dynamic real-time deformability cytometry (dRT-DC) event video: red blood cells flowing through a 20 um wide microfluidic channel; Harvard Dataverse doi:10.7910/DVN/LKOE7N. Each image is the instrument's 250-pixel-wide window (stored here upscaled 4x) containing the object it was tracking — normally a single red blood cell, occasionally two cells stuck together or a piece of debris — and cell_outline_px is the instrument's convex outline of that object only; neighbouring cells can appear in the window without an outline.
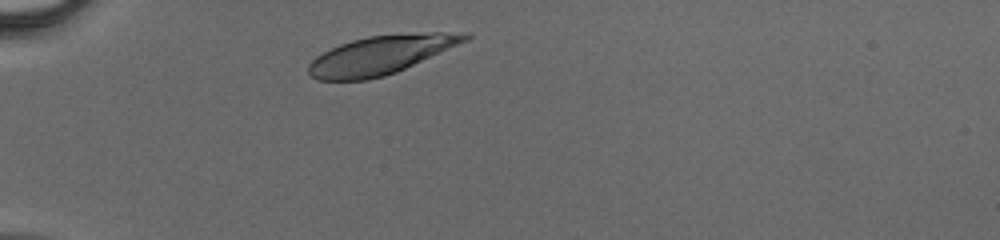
{"species": "human", "species_latin": "Homo sapiens", "temperature_condition": "cold", "stored_images_in_passage": 28, "camera_frame_rate_fps": 3000, "um_per_image_px": 0.085, "donor": {"sex": "male"}, "frame": {"image": 1, "passage_image": 2, "time_ms": 0.333, "image_size_px": [1000, 240], "cell_outline_px": [[472, 36], [468, 40], [396, 72], [384, 76], [368, 80], [316, 80], [308, 72], [308, 64], [316, 56], [340, 44], [352, 40], [368, 36], [432, 32], [468, 32]], "centroid_in_image_um": [32.37, 4.67], "position_along_channel_um": 52.6, "area_um2": 34.91}}
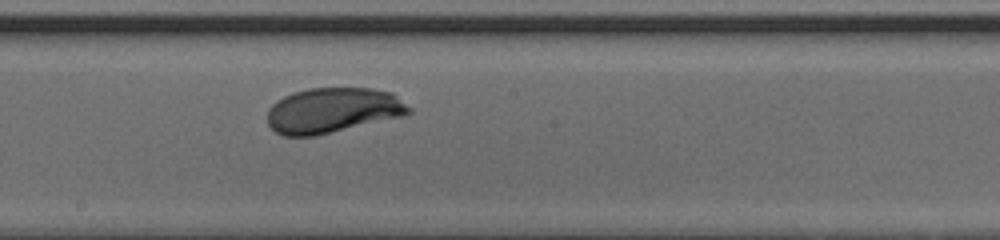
{"frame": {"image": 2, "passage_image": 15, "time_ms": 4.667, "image_size_px": [1000, 240], "cell_outline_px": [[412, 112], [404, 116], [316, 136], [284, 136], [276, 132], [268, 124], [268, 108], [276, 100], [292, 92], [308, 88], [372, 88], [392, 92], [412, 108]], "centroid_in_image_um": [28.3, 9.38], "position_along_channel_um": 219.9, "area_um2": 37.63}}
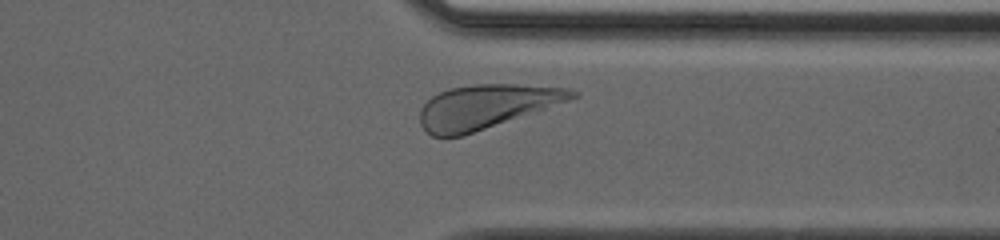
{"frame": {"image": 3, "passage_image": 25, "time_ms": 8.0, "image_size_px": [1000, 240], "cell_outline_px": [[580, 92], [576, 96], [568, 100], [464, 136], [432, 136], [420, 124], [420, 108], [432, 96], [440, 92], [452, 88], [476, 84], [516, 84], [568, 88]], "centroid_in_image_um": [41.29, 9.06], "position_along_channel_um": 370.1, "area_um2": 38.38}}